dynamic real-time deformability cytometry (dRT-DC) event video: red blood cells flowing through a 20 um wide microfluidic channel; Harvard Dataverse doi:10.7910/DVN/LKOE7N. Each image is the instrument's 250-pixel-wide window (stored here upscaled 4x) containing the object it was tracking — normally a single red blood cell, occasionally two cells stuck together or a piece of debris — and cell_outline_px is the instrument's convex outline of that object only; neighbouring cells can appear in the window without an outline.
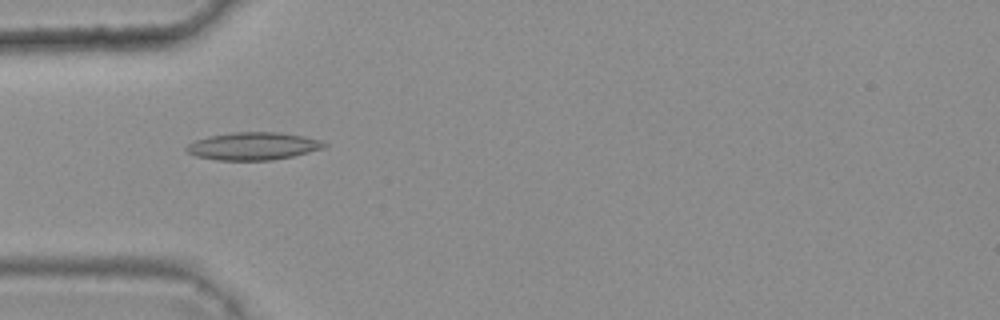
{"species": "common noctule bat (a hibernating species)", "species_latin": "Nyctalus noctula", "temperature_condition": "warm", "stored_images_in_passage": 8, "camera_frame_rate_fps": 3000, "um_per_image_px": 0.085, "animal": {"sex": "female", "body_mass_g": 25.1}, "frame": {"image": 1, "passage_image": 4, "time_ms": 1.0, "image_size_px": [1000, 320], "cell_outline_px": [[328, 144], [324, 148], [292, 156], [272, 160], [216, 160], [196, 156], [188, 152], [184, 148], [188, 144], [196, 140], [208, 136], [232, 132], [280, 132], [304, 136], [320, 140]], "centroid_in_image_um": [21.51, 12.41], "position_along_channel_um": 63.5, "area_um2": 22.2}}
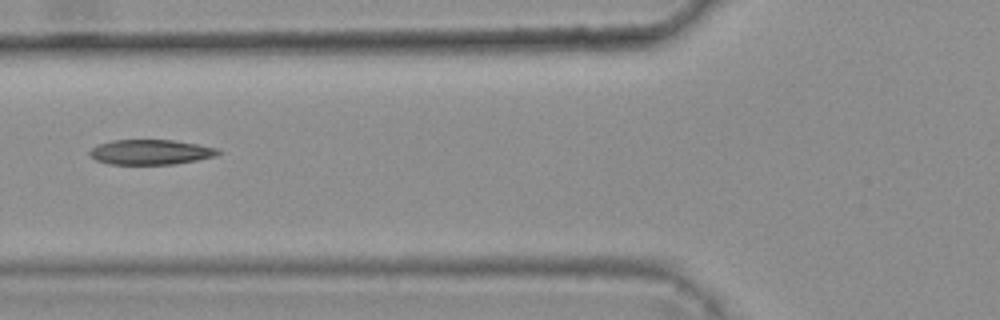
{"frame": {"image": 2, "passage_image": 5, "time_ms": 1.333, "image_size_px": [1000, 320], "cell_outline_px": [[224, 152], [216, 156], [176, 164], [108, 164], [96, 160], [88, 152], [92, 148], [100, 144], [112, 140], [176, 140], [216, 148]], "centroid_in_image_um": [12.83, 12.93], "position_along_channel_um": 113.0, "area_um2": 18.67}}
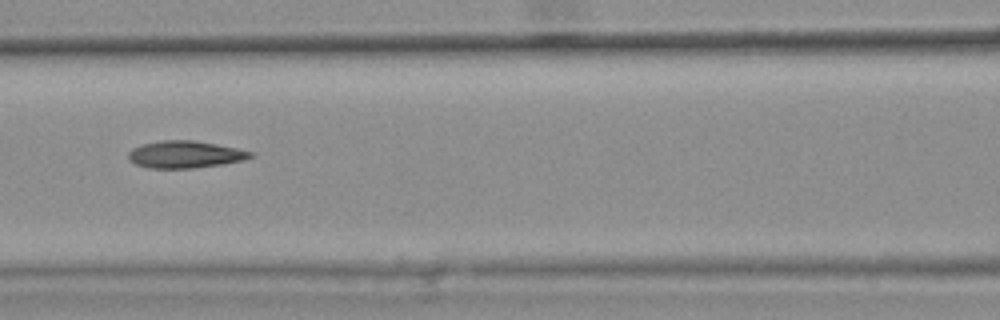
{"frame": {"image": 3, "passage_image": 6, "time_ms": 1.667, "image_size_px": [1000, 320], "cell_outline_px": [[252, 156], [244, 160], [224, 164], [192, 168], [148, 168], [136, 164], [128, 160], [128, 152], [132, 148], [140, 144], [160, 140], [192, 140], [216, 144], [236, 148], [252, 152]], "centroid_in_image_um": [15.68, 13.12], "position_along_channel_um": 150.9, "area_um2": 19.36}}